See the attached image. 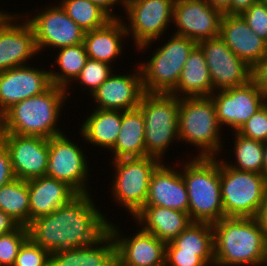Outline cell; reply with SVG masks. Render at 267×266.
Masks as SVG:
<instances>
[{
	"label": "cell",
	"instance_id": "obj_1",
	"mask_svg": "<svg viewBox=\"0 0 267 266\" xmlns=\"http://www.w3.org/2000/svg\"><path fill=\"white\" fill-rule=\"evenodd\" d=\"M92 193H78L68 203L27 225L28 238L49 253L98 241L109 227V217L95 204ZM93 196V197H92Z\"/></svg>",
	"mask_w": 267,
	"mask_h": 266
},
{
	"label": "cell",
	"instance_id": "obj_49",
	"mask_svg": "<svg viewBox=\"0 0 267 266\" xmlns=\"http://www.w3.org/2000/svg\"><path fill=\"white\" fill-rule=\"evenodd\" d=\"M108 266H126L117 257Z\"/></svg>",
	"mask_w": 267,
	"mask_h": 266
},
{
	"label": "cell",
	"instance_id": "obj_21",
	"mask_svg": "<svg viewBox=\"0 0 267 266\" xmlns=\"http://www.w3.org/2000/svg\"><path fill=\"white\" fill-rule=\"evenodd\" d=\"M162 162L152 173L145 206H161L189 213V198L179 160ZM176 166V167H175Z\"/></svg>",
	"mask_w": 267,
	"mask_h": 266
},
{
	"label": "cell",
	"instance_id": "obj_27",
	"mask_svg": "<svg viewBox=\"0 0 267 266\" xmlns=\"http://www.w3.org/2000/svg\"><path fill=\"white\" fill-rule=\"evenodd\" d=\"M116 257V243L109 230L95 243L50 253L49 266H108Z\"/></svg>",
	"mask_w": 267,
	"mask_h": 266
},
{
	"label": "cell",
	"instance_id": "obj_53",
	"mask_svg": "<svg viewBox=\"0 0 267 266\" xmlns=\"http://www.w3.org/2000/svg\"><path fill=\"white\" fill-rule=\"evenodd\" d=\"M260 266H267V262H266V263H264V264H261Z\"/></svg>",
	"mask_w": 267,
	"mask_h": 266
},
{
	"label": "cell",
	"instance_id": "obj_35",
	"mask_svg": "<svg viewBox=\"0 0 267 266\" xmlns=\"http://www.w3.org/2000/svg\"><path fill=\"white\" fill-rule=\"evenodd\" d=\"M115 66L116 64L111 66L107 63L88 58L79 76L66 89L68 96L67 104L69 102L70 95L73 93L71 89L73 90L76 82L78 86L80 85L83 95L86 92L85 94L87 96H91V94L110 76V74L115 71Z\"/></svg>",
	"mask_w": 267,
	"mask_h": 266
},
{
	"label": "cell",
	"instance_id": "obj_7",
	"mask_svg": "<svg viewBox=\"0 0 267 266\" xmlns=\"http://www.w3.org/2000/svg\"><path fill=\"white\" fill-rule=\"evenodd\" d=\"M138 109L142 112L145 125L147 156L165 162L170 146L180 143L178 137L179 98L173 94H143ZM173 143V144H172Z\"/></svg>",
	"mask_w": 267,
	"mask_h": 266
},
{
	"label": "cell",
	"instance_id": "obj_31",
	"mask_svg": "<svg viewBox=\"0 0 267 266\" xmlns=\"http://www.w3.org/2000/svg\"><path fill=\"white\" fill-rule=\"evenodd\" d=\"M55 52L57 54L54 55V62L49 66L51 82L67 89L85 66L88 59L86 48L84 43H81L56 49Z\"/></svg>",
	"mask_w": 267,
	"mask_h": 266
},
{
	"label": "cell",
	"instance_id": "obj_43",
	"mask_svg": "<svg viewBox=\"0 0 267 266\" xmlns=\"http://www.w3.org/2000/svg\"><path fill=\"white\" fill-rule=\"evenodd\" d=\"M92 3H94L95 5H97L99 8H101L111 19H118L121 18L122 16L119 14H115V7L117 6L116 9H118V7H122V10L120 11H124L125 8V4L127 0H89Z\"/></svg>",
	"mask_w": 267,
	"mask_h": 266
},
{
	"label": "cell",
	"instance_id": "obj_38",
	"mask_svg": "<svg viewBox=\"0 0 267 266\" xmlns=\"http://www.w3.org/2000/svg\"><path fill=\"white\" fill-rule=\"evenodd\" d=\"M243 137L260 142L267 141V103L253 114L237 131Z\"/></svg>",
	"mask_w": 267,
	"mask_h": 266
},
{
	"label": "cell",
	"instance_id": "obj_34",
	"mask_svg": "<svg viewBox=\"0 0 267 266\" xmlns=\"http://www.w3.org/2000/svg\"><path fill=\"white\" fill-rule=\"evenodd\" d=\"M66 14L85 31L104 26L111 18L89 0H58Z\"/></svg>",
	"mask_w": 267,
	"mask_h": 266
},
{
	"label": "cell",
	"instance_id": "obj_8",
	"mask_svg": "<svg viewBox=\"0 0 267 266\" xmlns=\"http://www.w3.org/2000/svg\"><path fill=\"white\" fill-rule=\"evenodd\" d=\"M110 162L114 172L109 181L111 187L107 188L111 189L108 191L113 198L111 202L117 203L133 218L145 206L151 175L162 162L151 156Z\"/></svg>",
	"mask_w": 267,
	"mask_h": 266
},
{
	"label": "cell",
	"instance_id": "obj_36",
	"mask_svg": "<svg viewBox=\"0 0 267 266\" xmlns=\"http://www.w3.org/2000/svg\"><path fill=\"white\" fill-rule=\"evenodd\" d=\"M27 239V226L23 225L10 233L0 235V266H13L20 247Z\"/></svg>",
	"mask_w": 267,
	"mask_h": 266
},
{
	"label": "cell",
	"instance_id": "obj_18",
	"mask_svg": "<svg viewBox=\"0 0 267 266\" xmlns=\"http://www.w3.org/2000/svg\"><path fill=\"white\" fill-rule=\"evenodd\" d=\"M109 220L108 230L116 243V257L126 266H165L166 243L140 227L126 235ZM125 234V235H124Z\"/></svg>",
	"mask_w": 267,
	"mask_h": 266
},
{
	"label": "cell",
	"instance_id": "obj_30",
	"mask_svg": "<svg viewBox=\"0 0 267 266\" xmlns=\"http://www.w3.org/2000/svg\"><path fill=\"white\" fill-rule=\"evenodd\" d=\"M166 249L196 253L208 266H214V232L211 223L193 222Z\"/></svg>",
	"mask_w": 267,
	"mask_h": 266
},
{
	"label": "cell",
	"instance_id": "obj_26",
	"mask_svg": "<svg viewBox=\"0 0 267 266\" xmlns=\"http://www.w3.org/2000/svg\"><path fill=\"white\" fill-rule=\"evenodd\" d=\"M88 116L84 117L83 123H79V137H81L84 145L87 143L98 150L110 151L115 145L122 122V111L91 109ZM91 113V114H90ZM87 141V142H86Z\"/></svg>",
	"mask_w": 267,
	"mask_h": 266
},
{
	"label": "cell",
	"instance_id": "obj_24",
	"mask_svg": "<svg viewBox=\"0 0 267 266\" xmlns=\"http://www.w3.org/2000/svg\"><path fill=\"white\" fill-rule=\"evenodd\" d=\"M132 219L136 227L165 243L171 242L193 223L189 213L161 206H144Z\"/></svg>",
	"mask_w": 267,
	"mask_h": 266
},
{
	"label": "cell",
	"instance_id": "obj_15",
	"mask_svg": "<svg viewBox=\"0 0 267 266\" xmlns=\"http://www.w3.org/2000/svg\"><path fill=\"white\" fill-rule=\"evenodd\" d=\"M210 97L221 128L228 127L226 130L233 132L267 103V98L252 80L239 87L215 91Z\"/></svg>",
	"mask_w": 267,
	"mask_h": 266
},
{
	"label": "cell",
	"instance_id": "obj_19",
	"mask_svg": "<svg viewBox=\"0 0 267 266\" xmlns=\"http://www.w3.org/2000/svg\"><path fill=\"white\" fill-rule=\"evenodd\" d=\"M1 142L9 151L16 178L28 181L46 175L49 139L39 136L1 134Z\"/></svg>",
	"mask_w": 267,
	"mask_h": 266
},
{
	"label": "cell",
	"instance_id": "obj_20",
	"mask_svg": "<svg viewBox=\"0 0 267 266\" xmlns=\"http://www.w3.org/2000/svg\"><path fill=\"white\" fill-rule=\"evenodd\" d=\"M41 66L30 64L0 72V116L13 104L40 95L53 85L49 68Z\"/></svg>",
	"mask_w": 267,
	"mask_h": 266
},
{
	"label": "cell",
	"instance_id": "obj_10",
	"mask_svg": "<svg viewBox=\"0 0 267 266\" xmlns=\"http://www.w3.org/2000/svg\"><path fill=\"white\" fill-rule=\"evenodd\" d=\"M54 2L49 3L50 6L46 4L44 8L42 5L40 9L37 7L31 12L22 11L21 13L34 31L39 55L48 50L53 52L62 47L84 42L86 31L66 14L58 2Z\"/></svg>",
	"mask_w": 267,
	"mask_h": 266
},
{
	"label": "cell",
	"instance_id": "obj_2",
	"mask_svg": "<svg viewBox=\"0 0 267 266\" xmlns=\"http://www.w3.org/2000/svg\"><path fill=\"white\" fill-rule=\"evenodd\" d=\"M212 227L214 266H260L267 262V227L260 217H224Z\"/></svg>",
	"mask_w": 267,
	"mask_h": 266
},
{
	"label": "cell",
	"instance_id": "obj_45",
	"mask_svg": "<svg viewBox=\"0 0 267 266\" xmlns=\"http://www.w3.org/2000/svg\"><path fill=\"white\" fill-rule=\"evenodd\" d=\"M259 0H231V14H241Z\"/></svg>",
	"mask_w": 267,
	"mask_h": 266
},
{
	"label": "cell",
	"instance_id": "obj_22",
	"mask_svg": "<svg viewBox=\"0 0 267 266\" xmlns=\"http://www.w3.org/2000/svg\"><path fill=\"white\" fill-rule=\"evenodd\" d=\"M219 36L237 57L251 67L267 55V42L248 26L240 14H223Z\"/></svg>",
	"mask_w": 267,
	"mask_h": 266
},
{
	"label": "cell",
	"instance_id": "obj_4",
	"mask_svg": "<svg viewBox=\"0 0 267 266\" xmlns=\"http://www.w3.org/2000/svg\"><path fill=\"white\" fill-rule=\"evenodd\" d=\"M180 172L187 187L193 222L215 223L224 218L220 190V157H185Z\"/></svg>",
	"mask_w": 267,
	"mask_h": 266
},
{
	"label": "cell",
	"instance_id": "obj_17",
	"mask_svg": "<svg viewBox=\"0 0 267 266\" xmlns=\"http://www.w3.org/2000/svg\"><path fill=\"white\" fill-rule=\"evenodd\" d=\"M223 14L206 0H175L173 6V34L195 42L220 35Z\"/></svg>",
	"mask_w": 267,
	"mask_h": 266
},
{
	"label": "cell",
	"instance_id": "obj_41",
	"mask_svg": "<svg viewBox=\"0 0 267 266\" xmlns=\"http://www.w3.org/2000/svg\"><path fill=\"white\" fill-rule=\"evenodd\" d=\"M8 149L0 142V187L15 179Z\"/></svg>",
	"mask_w": 267,
	"mask_h": 266
},
{
	"label": "cell",
	"instance_id": "obj_3",
	"mask_svg": "<svg viewBox=\"0 0 267 266\" xmlns=\"http://www.w3.org/2000/svg\"><path fill=\"white\" fill-rule=\"evenodd\" d=\"M68 100L65 88L52 85L44 93L13 104L1 116V134L39 136L50 139L67 131L60 118ZM59 119V120H58ZM63 129V130H62Z\"/></svg>",
	"mask_w": 267,
	"mask_h": 266
},
{
	"label": "cell",
	"instance_id": "obj_11",
	"mask_svg": "<svg viewBox=\"0 0 267 266\" xmlns=\"http://www.w3.org/2000/svg\"><path fill=\"white\" fill-rule=\"evenodd\" d=\"M66 132L49 139V157L46 175L63 181L77 193H91V173L88 155L80 142L69 138ZM78 143V144H77ZM82 148V149H81Z\"/></svg>",
	"mask_w": 267,
	"mask_h": 266
},
{
	"label": "cell",
	"instance_id": "obj_28",
	"mask_svg": "<svg viewBox=\"0 0 267 266\" xmlns=\"http://www.w3.org/2000/svg\"><path fill=\"white\" fill-rule=\"evenodd\" d=\"M213 93L212 81L205 56L197 45L189 54L175 90L178 98L207 97Z\"/></svg>",
	"mask_w": 267,
	"mask_h": 266
},
{
	"label": "cell",
	"instance_id": "obj_44",
	"mask_svg": "<svg viewBox=\"0 0 267 266\" xmlns=\"http://www.w3.org/2000/svg\"><path fill=\"white\" fill-rule=\"evenodd\" d=\"M19 225L6 213L0 210V235L15 230Z\"/></svg>",
	"mask_w": 267,
	"mask_h": 266
},
{
	"label": "cell",
	"instance_id": "obj_32",
	"mask_svg": "<svg viewBox=\"0 0 267 266\" xmlns=\"http://www.w3.org/2000/svg\"><path fill=\"white\" fill-rule=\"evenodd\" d=\"M0 210L8 214L18 225L30 223L28 182L15 178L0 187Z\"/></svg>",
	"mask_w": 267,
	"mask_h": 266
},
{
	"label": "cell",
	"instance_id": "obj_39",
	"mask_svg": "<svg viewBox=\"0 0 267 266\" xmlns=\"http://www.w3.org/2000/svg\"><path fill=\"white\" fill-rule=\"evenodd\" d=\"M240 15L247 22L248 26L267 42V5L258 1Z\"/></svg>",
	"mask_w": 267,
	"mask_h": 266
},
{
	"label": "cell",
	"instance_id": "obj_13",
	"mask_svg": "<svg viewBox=\"0 0 267 266\" xmlns=\"http://www.w3.org/2000/svg\"><path fill=\"white\" fill-rule=\"evenodd\" d=\"M204 53L215 91L239 87L252 80V67L237 57L220 37L197 43Z\"/></svg>",
	"mask_w": 267,
	"mask_h": 266
},
{
	"label": "cell",
	"instance_id": "obj_5",
	"mask_svg": "<svg viewBox=\"0 0 267 266\" xmlns=\"http://www.w3.org/2000/svg\"><path fill=\"white\" fill-rule=\"evenodd\" d=\"M173 32L172 30L168 39L163 36L134 49L135 52L140 51L138 53L144 52L145 54L149 49V52L151 51L153 47L150 46H153L154 42L156 44L160 39L162 42L161 46L153 48L149 57L147 56L148 60L141 58L143 62L137 61L142 75L143 88L147 93L171 94L177 86L189 54L197 46L194 40L173 34Z\"/></svg>",
	"mask_w": 267,
	"mask_h": 266
},
{
	"label": "cell",
	"instance_id": "obj_16",
	"mask_svg": "<svg viewBox=\"0 0 267 266\" xmlns=\"http://www.w3.org/2000/svg\"><path fill=\"white\" fill-rule=\"evenodd\" d=\"M125 73L113 71L110 76L91 94L97 109L129 111L138 108L145 93L142 75L137 65ZM115 72V73H114ZM120 72V73H118ZM118 73V74H116ZM96 104V105H95Z\"/></svg>",
	"mask_w": 267,
	"mask_h": 266
},
{
	"label": "cell",
	"instance_id": "obj_52",
	"mask_svg": "<svg viewBox=\"0 0 267 266\" xmlns=\"http://www.w3.org/2000/svg\"><path fill=\"white\" fill-rule=\"evenodd\" d=\"M261 3H264L265 5H267V0H259Z\"/></svg>",
	"mask_w": 267,
	"mask_h": 266
},
{
	"label": "cell",
	"instance_id": "obj_40",
	"mask_svg": "<svg viewBox=\"0 0 267 266\" xmlns=\"http://www.w3.org/2000/svg\"><path fill=\"white\" fill-rule=\"evenodd\" d=\"M165 266H208L196 253L166 249Z\"/></svg>",
	"mask_w": 267,
	"mask_h": 266
},
{
	"label": "cell",
	"instance_id": "obj_33",
	"mask_svg": "<svg viewBox=\"0 0 267 266\" xmlns=\"http://www.w3.org/2000/svg\"><path fill=\"white\" fill-rule=\"evenodd\" d=\"M233 146H229L233 150L234 156L232 161L226 160L225 155L221 160L229 167L255 173H262L263 170V143L254 139L241 136L237 132H232ZM234 136V137H233Z\"/></svg>",
	"mask_w": 267,
	"mask_h": 266
},
{
	"label": "cell",
	"instance_id": "obj_42",
	"mask_svg": "<svg viewBox=\"0 0 267 266\" xmlns=\"http://www.w3.org/2000/svg\"><path fill=\"white\" fill-rule=\"evenodd\" d=\"M252 81L267 98V55L252 67Z\"/></svg>",
	"mask_w": 267,
	"mask_h": 266
},
{
	"label": "cell",
	"instance_id": "obj_50",
	"mask_svg": "<svg viewBox=\"0 0 267 266\" xmlns=\"http://www.w3.org/2000/svg\"><path fill=\"white\" fill-rule=\"evenodd\" d=\"M10 11L6 12L5 9L2 8L0 9V22L3 20V18L9 13Z\"/></svg>",
	"mask_w": 267,
	"mask_h": 266
},
{
	"label": "cell",
	"instance_id": "obj_47",
	"mask_svg": "<svg viewBox=\"0 0 267 266\" xmlns=\"http://www.w3.org/2000/svg\"><path fill=\"white\" fill-rule=\"evenodd\" d=\"M261 174L267 181V141L263 142V170Z\"/></svg>",
	"mask_w": 267,
	"mask_h": 266
},
{
	"label": "cell",
	"instance_id": "obj_14",
	"mask_svg": "<svg viewBox=\"0 0 267 266\" xmlns=\"http://www.w3.org/2000/svg\"><path fill=\"white\" fill-rule=\"evenodd\" d=\"M38 54L29 22L21 11L9 12L0 22V72L34 63Z\"/></svg>",
	"mask_w": 267,
	"mask_h": 266
},
{
	"label": "cell",
	"instance_id": "obj_25",
	"mask_svg": "<svg viewBox=\"0 0 267 266\" xmlns=\"http://www.w3.org/2000/svg\"><path fill=\"white\" fill-rule=\"evenodd\" d=\"M30 221L49 215L78 193L67 183L47 175L28 180Z\"/></svg>",
	"mask_w": 267,
	"mask_h": 266
},
{
	"label": "cell",
	"instance_id": "obj_46",
	"mask_svg": "<svg viewBox=\"0 0 267 266\" xmlns=\"http://www.w3.org/2000/svg\"><path fill=\"white\" fill-rule=\"evenodd\" d=\"M216 10L222 14H231V0H206Z\"/></svg>",
	"mask_w": 267,
	"mask_h": 266
},
{
	"label": "cell",
	"instance_id": "obj_37",
	"mask_svg": "<svg viewBox=\"0 0 267 266\" xmlns=\"http://www.w3.org/2000/svg\"><path fill=\"white\" fill-rule=\"evenodd\" d=\"M50 253L29 238L20 247L13 266H49Z\"/></svg>",
	"mask_w": 267,
	"mask_h": 266
},
{
	"label": "cell",
	"instance_id": "obj_23",
	"mask_svg": "<svg viewBox=\"0 0 267 266\" xmlns=\"http://www.w3.org/2000/svg\"><path fill=\"white\" fill-rule=\"evenodd\" d=\"M125 25L121 18L111 19L104 26L86 31L84 45L88 58L107 63L115 64L124 57L125 40L129 44ZM121 58V59H120Z\"/></svg>",
	"mask_w": 267,
	"mask_h": 266
},
{
	"label": "cell",
	"instance_id": "obj_29",
	"mask_svg": "<svg viewBox=\"0 0 267 266\" xmlns=\"http://www.w3.org/2000/svg\"><path fill=\"white\" fill-rule=\"evenodd\" d=\"M145 125L142 112L136 108L122 111V122L117 141L109 151L110 160L146 157Z\"/></svg>",
	"mask_w": 267,
	"mask_h": 266
},
{
	"label": "cell",
	"instance_id": "obj_12",
	"mask_svg": "<svg viewBox=\"0 0 267 266\" xmlns=\"http://www.w3.org/2000/svg\"><path fill=\"white\" fill-rule=\"evenodd\" d=\"M175 0H127L121 17L134 48L165 36ZM132 38V39H131Z\"/></svg>",
	"mask_w": 267,
	"mask_h": 266
},
{
	"label": "cell",
	"instance_id": "obj_6",
	"mask_svg": "<svg viewBox=\"0 0 267 266\" xmlns=\"http://www.w3.org/2000/svg\"><path fill=\"white\" fill-rule=\"evenodd\" d=\"M178 116L179 141L197 150H193L196 156L191 157H223L227 154L222 139L225 130L218 122L210 96L179 98Z\"/></svg>",
	"mask_w": 267,
	"mask_h": 266
},
{
	"label": "cell",
	"instance_id": "obj_9",
	"mask_svg": "<svg viewBox=\"0 0 267 266\" xmlns=\"http://www.w3.org/2000/svg\"><path fill=\"white\" fill-rule=\"evenodd\" d=\"M220 190L224 217H260L267 194L262 174L231 168L220 157Z\"/></svg>",
	"mask_w": 267,
	"mask_h": 266
},
{
	"label": "cell",
	"instance_id": "obj_51",
	"mask_svg": "<svg viewBox=\"0 0 267 266\" xmlns=\"http://www.w3.org/2000/svg\"><path fill=\"white\" fill-rule=\"evenodd\" d=\"M1 133H2V128H1V119H0V142H1Z\"/></svg>",
	"mask_w": 267,
	"mask_h": 266
},
{
	"label": "cell",
	"instance_id": "obj_48",
	"mask_svg": "<svg viewBox=\"0 0 267 266\" xmlns=\"http://www.w3.org/2000/svg\"><path fill=\"white\" fill-rule=\"evenodd\" d=\"M260 219H261L262 223L267 227V194L265 197L264 207H263L262 213L260 215Z\"/></svg>",
	"mask_w": 267,
	"mask_h": 266
}]
</instances>
